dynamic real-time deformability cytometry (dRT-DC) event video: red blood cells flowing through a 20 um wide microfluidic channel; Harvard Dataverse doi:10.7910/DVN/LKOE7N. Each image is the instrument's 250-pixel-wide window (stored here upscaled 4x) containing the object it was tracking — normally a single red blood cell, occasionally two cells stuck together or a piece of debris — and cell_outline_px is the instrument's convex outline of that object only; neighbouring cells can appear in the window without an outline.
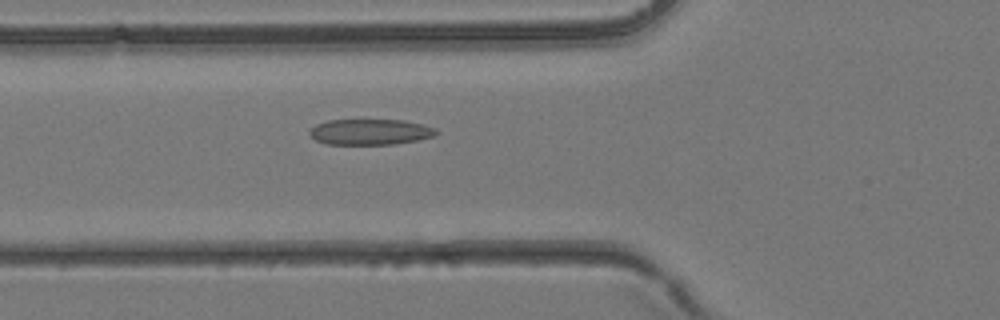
{"species": "common noctule bat (a hibernating species)", "species_latin": "Nyctalus noctula", "temperature_condition": "room temperature", "stored_images_in_passage": 27, "camera_frame_rate_fps": 3000, "um_per_image_px": 0.085, "animal": {"sex": "female", "body_mass_g": 24.6, "forearm_length_mm": 56.2}, "frame": {"image": 1, "passage_image": 2, "time_ms": 0.333, "image_size_px": [1000, 320], "cell_outline_px": [[440, 132], [432, 136], [416, 140], [392, 144], [328, 144], [316, 140], [308, 132], [316, 124], [328, 120], [404, 120], [436, 128]], "centroid_in_image_um": [31.46, 11.21], "position_along_channel_um": 94.3, "area_um2": 18.79}}
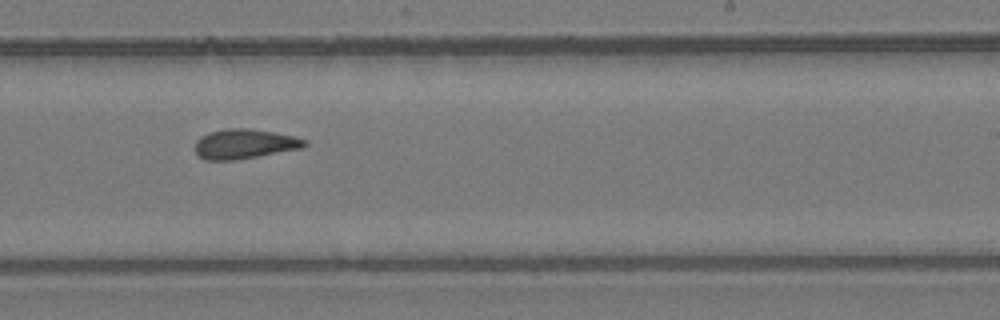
{"frame": {"image": 2, "passage_image": 12, "time_ms": 3.667, "image_size_px": [1000, 320], "cell_outline_px": [[308, 144], [300, 148], [236, 160], [204, 160], [196, 152], [196, 140], [200, 136], [208, 132], [228, 128], [248, 128], [296, 136], [304, 140]], "centroid_in_image_um": [20.74, 12.23], "position_along_channel_um": 268.3, "area_um2": 18.79}}
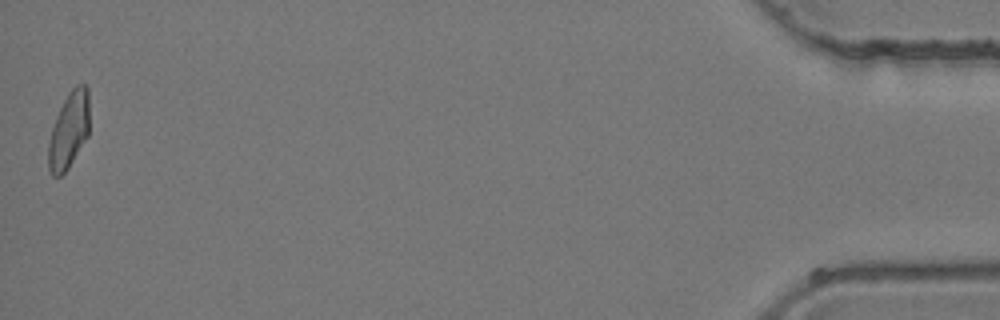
{"frame": {"image": 3, "passage_image": 27, "time_ms": 8.667, "image_size_px": [1000, 320], "cell_outline_px": [[88, 136], [68, 168], [60, 176], [52, 176], [48, 168], [48, 144], [52, 128], [56, 116], [68, 92], [76, 84], [84, 84], [88, 88]], "centroid_in_image_um": [5.84, 11.08], "position_along_channel_um": 429.4, "area_um2": 18.15}}